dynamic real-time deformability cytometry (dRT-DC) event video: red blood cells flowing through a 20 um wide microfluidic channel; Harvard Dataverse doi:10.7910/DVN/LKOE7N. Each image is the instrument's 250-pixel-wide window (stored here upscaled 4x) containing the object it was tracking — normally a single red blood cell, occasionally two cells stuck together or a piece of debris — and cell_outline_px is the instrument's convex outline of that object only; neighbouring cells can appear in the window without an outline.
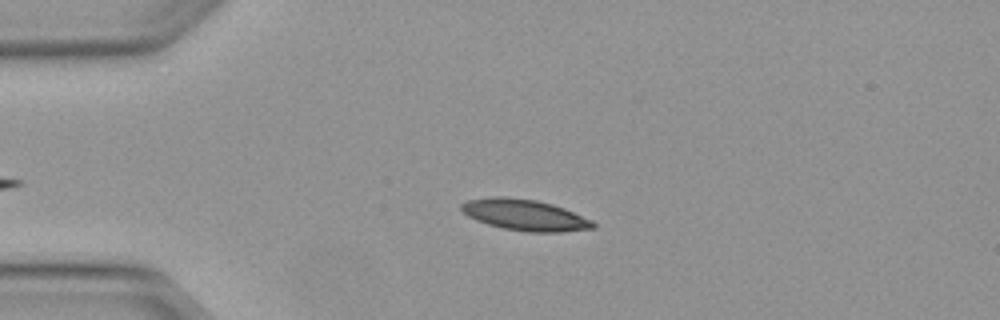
{"species": "Egyptian fruit bat (a non-hibernating species)", "species_latin": "Rousettus aegyptiacus", "temperature_condition": "warm", "stored_images_in_passage": 42, "camera_frame_rate_fps": 3000, "um_per_image_px": 0.085, "animal": {"sex": "female"}, "frame": {"image": 1, "passage_image": 9, "time_ms": 2.667, "image_size_px": [1000, 320], "cell_outline_px": [[596, 228], [560, 232], [528, 232], [504, 228], [488, 224], [476, 220], [468, 216], [460, 208], [460, 204], [468, 200], [492, 196], [504, 196], [536, 200], [552, 204], [564, 208], [592, 220], [596, 224]], "centroid_in_image_um": [44.61, 18.27], "position_along_channel_um": 40.4, "area_um2": 23.87}}
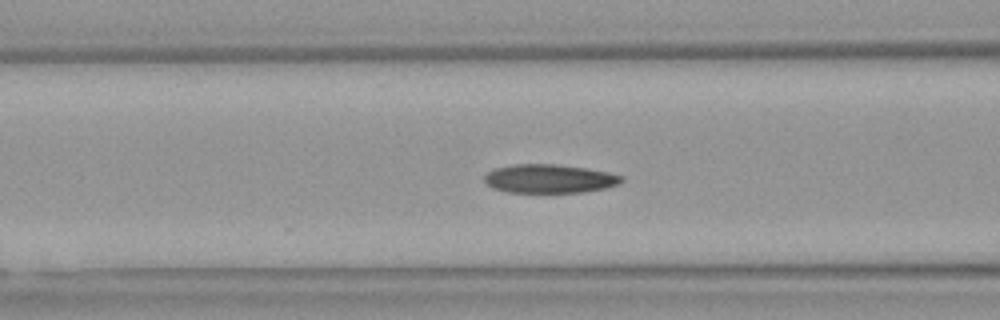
{"frame": {"image": 2, "passage_image": 17, "time_ms": 5.333, "image_size_px": [1000, 320], "cell_outline_px": [[624, 180], [620, 184], [604, 188], [584, 192], [508, 192], [492, 188], [484, 180], [484, 176], [488, 172], [496, 168], [516, 164], [556, 164], [584, 168], [608, 172], [624, 176]], "centroid_in_image_um": [46.72, 15.19], "position_along_channel_um": 119.9, "area_um2": 22.83}}
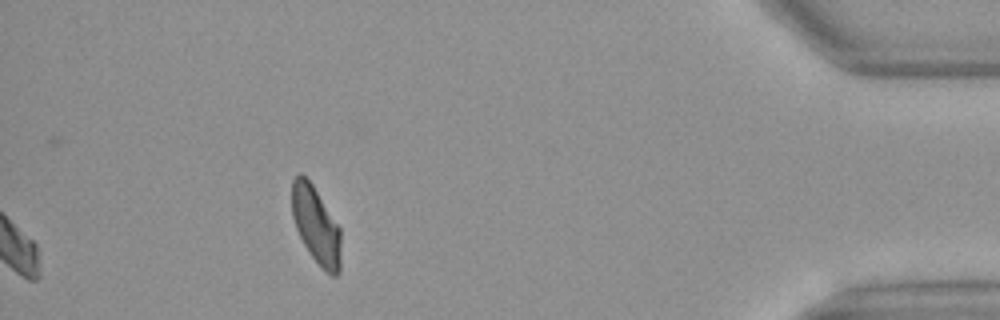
{"frame": {"image": 3, "passage_image": 42, "time_ms": 13.667, "image_size_px": [1000, 320], "cell_outline_px": [[340, 272], [336, 276], [332, 276], [308, 252], [296, 228], [292, 216], [292, 180], [300, 172], [312, 184], [340, 228]], "centroid_in_image_um": [26.85, 19.13], "position_along_channel_um": 408.3, "area_um2": 21.62}, "authors_computed_cell_mechanics": {"area_um2": 23.0911, "velocity_mm_per_s": 4.1204, "shape_relaxation_time_tau1_ms": 6.1785, "shape_relaxation_time_tau2_ms": 3.8198, "deformation_change_tau1": 0.1675, "deformation_change_tau2": 0.098}}